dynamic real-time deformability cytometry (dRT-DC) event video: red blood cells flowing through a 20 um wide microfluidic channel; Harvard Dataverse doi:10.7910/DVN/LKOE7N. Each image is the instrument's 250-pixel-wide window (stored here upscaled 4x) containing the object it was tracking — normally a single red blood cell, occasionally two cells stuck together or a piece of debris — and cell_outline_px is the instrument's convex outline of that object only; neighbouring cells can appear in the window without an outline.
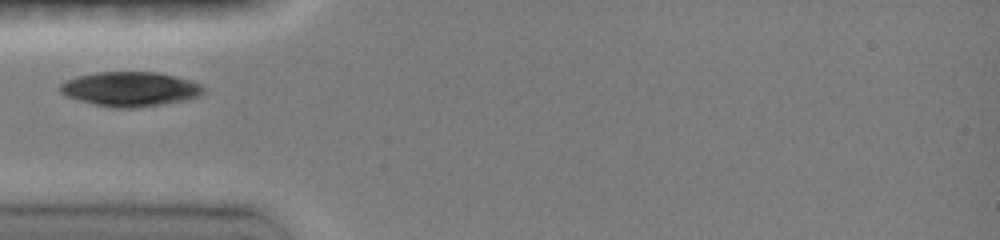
{"species": "common noctule bat (a hibernating species)", "species_latin": "Nyctalus noctula", "temperature_condition": "room temperature", "stored_images_in_passage": 18, "camera_frame_rate_fps": 3000, "um_per_image_px": 0.085, "animal": {"sex": "female", "body_mass_g": 19.0, "forearm_length_mm": 51.5}, "frame": {"image": 1, "passage_image": 1, "time_ms": 0.0, "image_size_px": [1000, 240], "cell_outline_px": [[204, 92], [200, 96], [184, 100], [136, 108], [112, 108], [80, 100], [68, 96], [60, 92], [60, 84], [76, 76], [96, 72], [156, 72], [204, 84]], "centroid_in_image_um": [11.08, 7.57], "position_along_channel_um": 73.9, "area_um2": 28.61}}
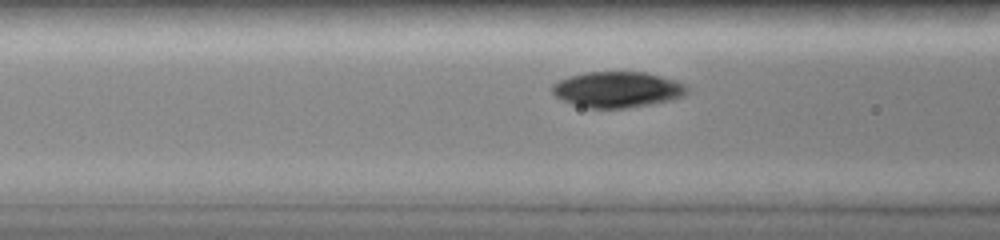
{"frame": {"image": 2, "passage_image": 6, "time_ms": 1.0, "image_size_px": [1000, 240], "cell_outline_px": [[688, 92], [684, 96], [672, 100], [652, 104], [624, 108], [588, 108], [572, 104], [556, 96], [552, 92], [552, 84], [568, 76], [584, 72], [648, 72], [676, 80], [688, 84]], "centroid_in_image_um": [52.52, 7.6], "position_along_channel_um": 114.1, "area_um2": 28.44}}
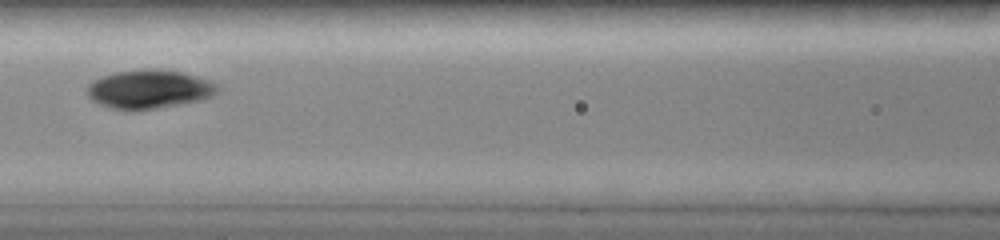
{"frame": {"image": 3, "passage_image": 11, "time_ms": 2.0, "image_size_px": [1000, 240], "cell_outline_px": [[220, 88], [212, 96], [200, 100], [156, 108], [124, 112], [100, 104], [92, 100], [84, 92], [88, 84], [104, 76], [116, 72], [152, 68], [180, 72], [196, 76], [208, 80], [216, 84]], "centroid_in_image_um": [12.64, 7.6], "position_along_channel_um": 154.0, "area_um2": 29.36}}